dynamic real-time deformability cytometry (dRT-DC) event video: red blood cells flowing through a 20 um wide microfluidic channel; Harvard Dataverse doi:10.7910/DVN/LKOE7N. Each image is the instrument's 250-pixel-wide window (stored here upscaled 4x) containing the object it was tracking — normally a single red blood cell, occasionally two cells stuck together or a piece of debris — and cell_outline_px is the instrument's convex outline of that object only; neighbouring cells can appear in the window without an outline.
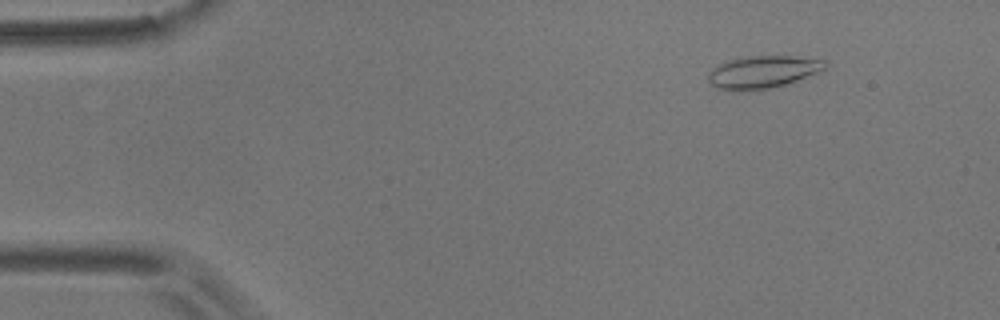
{"species": "common noctule bat (a hibernating species)", "species_latin": "Nyctalus noctula", "temperature_condition": "room temperature", "stored_images_in_passage": 4, "camera_frame_rate_fps": 3000, "um_per_image_px": 0.085, "animal": {"sex": "male", "body_mass_g": 17.9}, "frame": {"image": 1, "passage_image": 2, "time_ms": 1.333, "image_size_px": [1000, 320], "cell_outline_px": [[828, 64], [824, 68], [816, 72], [796, 80], [784, 84], [768, 88], [716, 88], [708, 80], [708, 72], [712, 68], [728, 60], [748, 56], [792, 56], [824, 60]], "centroid_in_image_um": [64.83, 6.07], "position_along_channel_um": 20.2, "area_um2": 21.1}}